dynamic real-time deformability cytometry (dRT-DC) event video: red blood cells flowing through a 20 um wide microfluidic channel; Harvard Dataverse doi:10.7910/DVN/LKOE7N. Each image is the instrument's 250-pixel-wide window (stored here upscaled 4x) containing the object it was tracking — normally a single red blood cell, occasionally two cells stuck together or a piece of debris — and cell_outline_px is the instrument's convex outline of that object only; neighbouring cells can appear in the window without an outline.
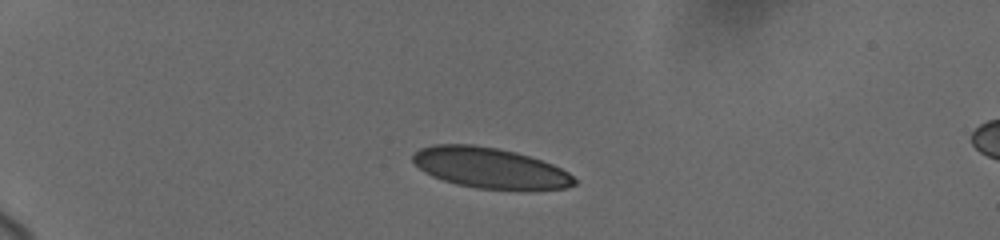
{"species": "human", "species_latin": "Homo sapiens", "temperature_condition": "cold", "stored_images_in_passage": 4, "camera_frame_rate_fps": 3000, "um_per_image_px": 0.085, "donor": {"sex": "female"}, "frame": {"image": 1, "passage_image": 2, "time_ms": 1.333, "image_size_px": [1000, 240], "cell_outline_px": [[576, 184], [564, 188], [476, 188], [456, 184], [432, 176], [424, 172], [412, 160], [412, 152], [420, 148], [432, 144], [472, 144], [496, 148], [516, 152], [552, 164], [568, 172], [576, 180]], "centroid_in_image_um": [41.57, 14.24], "position_along_channel_um": 43.4, "area_um2": 37.57}}